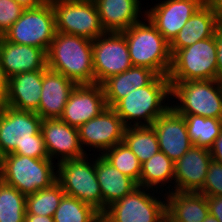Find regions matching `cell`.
<instances>
[{
  "label": "cell",
  "mask_w": 222,
  "mask_h": 222,
  "mask_svg": "<svg viewBox=\"0 0 222 222\" xmlns=\"http://www.w3.org/2000/svg\"><path fill=\"white\" fill-rule=\"evenodd\" d=\"M42 118L32 111L4 105L0 108V146L7 155L14 153L46 159L48 152L41 134Z\"/></svg>",
  "instance_id": "obj_1"
},
{
  "label": "cell",
  "mask_w": 222,
  "mask_h": 222,
  "mask_svg": "<svg viewBox=\"0 0 222 222\" xmlns=\"http://www.w3.org/2000/svg\"><path fill=\"white\" fill-rule=\"evenodd\" d=\"M92 42L82 36L56 32L47 51V68L77 85L95 84Z\"/></svg>",
  "instance_id": "obj_2"
},
{
  "label": "cell",
  "mask_w": 222,
  "mask_h": 222,
  "mask_svg": "<svg viewBox=\"0 0 222 222\" xmlns=\"http://www.w3.org/2000/svg\"><path fill=\"white\" fill-rule=\"evenodd\" d=\"M169 95L171 85L168 76L158 75L149 85L133 90L112 108L126 127L151 126L171 107Z\"/></svg>",
  "instance_id": "obj_3"
},
{
  "label": "cell",
  "mask_w": 222,
  "mask_h": 222,
  "mask_svg": "<svg viewBox=\"0 0 222 222\" xmlns=\"http://www.w3.org/2000/svg\"><path fill=\"white\" fill-rule=\"evenodd\" d=\"M142 18L144 21L121 32L127 41L132 65L146 67L157 75L168 76L172 63L170 43L148 18Z\"/></svg>",
  "instance_id": "obj_4"
},
{
  "label": "cell",
  "mask_w": 222,
  "mask_h": 222,
  "mask_svg": "<svg viewBox=\"0 0 222 222\" xmlns=\"http://www.w3.org/2000/svg\"><path fill=\"white\" fill-rule=\"evenodd\" d=\"M170 85L171 100H176L170 106L179 115L222 119V81H170Z\"/></svg>",
  "instance_id": "obj_5"
},
{
  "label": "cell",
  "mask_w": 222,
  "mask_h": 222,
  "mask_svg": "<svg viewBox=\"0 0 222 222\" xmlns=\"http://www.w3.org/2000/svg\"><path fill=\"white\" fill-rule=\"evenodd\" d=\"M57 163L49 159H37L9 153L0 170V179L25 195L50 188L57 182Z\"/></svg>",
  "instance_id": "obj_6"
},
{
  "label": "cell",
  "mask_w": 222,
  "mask_h": 222,
  "mask_svg": "<svg viewBox=\"0 0 222 222\" xmlns=\"http://www.w3.org/2000/svg\"><path fill=\"white\" fill-rule=\"evenodd\" d=\"M89 155L57 163V183L66 195L91 205L103 213V198L95 171V157ZM92 159V161H91Z\"/></svg>",
  "instance_id": "obj_7"
},
{
  "label": "cell",
  "mask_w": 222,
  "mask_h": 222,
  "mask_svg": "<svg viewBox=\"0 0 222 222\" xmlns=\"http://www.w3.org/2000/svg\"><path fill=\"white\" fill-rule=\"evenodd\" d=\"M216 53L215 35L178 50L172 56L169 81L216 80Z\"/></svg>",
  "instance_id": "obj_8"
},
{
  "label": "cell",
  "mask_w": 222,
  "mask_h": 222,
  "mask_svg": "<svg viewBox=\"0 0 222 222\" xmlns=\"http://www.w3.org/2000/svg\"><path fill=\"white\" fill-rule=\"evenodd\" d=\"M56 33L52 4L27 8L2 36L11 43L39 47L48 51Z\"/></svg>",
  "instance_id": "obj_9"
},
{
  "label": "cell",
  "mask_w": 222,
  "mask_h": 222,
  "mask_svg": "<svg viewBox=\"0 0 222 222\" xmlns=\"http://www.w3.org/2000/svg\"><path fill=\"white\" fill-rule=\"evenodd\" d=\"M162 192L138 186L107 207L103 214L112 222H159L166 214V197ZM155 193L160 195L157 197Z\"/></svg>",
  "instance_id": "obj_10"
},
{
  "label": "cell",
  "mask_w": 222,
  "mask_h": 222,
  "mask_svg": "<svg viewBox=\"0 0 222 222\" xmlns=\"http://www.w3.org/2000/svg\"><path fill=\"white\" fill-rule=\"evenodd\" d=\"M56 32L95 40L106 33L94 2L59 0L52 4Z\"/></svg>",
  "instance_id": "obj_11"
},
{
  "label": "cell",
  "mask_w": 222,
  "mask_h": 222,
  "mask_svg": "<svg viewBox=\"0 0 222 222\" xmlns=\"http://www.w3.org/2000/svg\"><path fill=\"white\" fill-rule=\"evenodd\" d=\"M92 50L96 84L133 66L127 41L121 32H106L99 36L93 40Z\"/></svg>",
  "instance_id": "obj_12"
},
{
  "label": "cell",
  "mask_w": 222,
  "mask_h": 222,
  "mask_svg": "<svg viewBox=\"0 0 222 222\" xmlns=\"http://www.w3.org/2000/svg\"><path fill=\"white\" fill-rule=\"evenodd\" d=\"M126 126L112 107L105 108L99 115L78 128L81 146L95 148L101 155L111 147L123 142ZM84 146V147H83Z\"/></svg>",
  "instance_id": "obj_13"
},
{
  "label": "cell",
  "mask_w": 222,
  "mask_h": 222,
  "mask_svg": "<svg viewBox=\"0 0 222 222\" xmlns=\"http://www.w3.org/2000/svg\"><path fill=\"white\" fill-rule=\"evenodd\" d=\"M207 0H164L149 10L145 17L156 27L163 37L171 43L189 18Z\"/></svg>",
  "instance_id": "obj_14"
},
{
  "label": "cell",
  "mask_w": 222,
  "mask_h": 222,
  "mask_svg": "<svg viewBox=\"0 0 222 222\" xmlns=\"http://www.w3.org/2000/svg\"><path fill=\"white\" fill-rule=\"evenodd\" d=\"M41 134L48 157L52 161L58 159L57 163H60L64 160L79 159L87 155L81 146L78 128L68 125L60 118L43 119Z\"/></svg>",
  "instance_id": "obj_15"
},
{
  "label": "cell",
  "mask_w": 222,
  "mask_h": 222,
  "mask_svg": "<svg viewBox=\"0 0 222 222\" xmlns=\"http://www.w3.org/2000/svg\"><path fill=\"white\" fill-rule=\"evenodd\" d=\"M107 108L102 84L76 85L71 92L60 119L79 128Z\"/></svg>",
  "instance_id": "obj_16"
},
{
  "label": "cell",
  "mask_w": 222,
  "mask_h": 222,
  "mask_svg": "<svg viewBox=\"0 0 222 222\" xmlns=\"http://www.w3.org/2000/svg\"><path fill=\"white\" fill-rule=\"evenodd\" d=\"M157 135L159 150L174 163L192 146L187 133L185 118L171 107L151 125Z\"/></svg>",
  "instance_id": "obj_17"
},
{
  "label": "cell",
  "mask_w": 222,
  "mask_h": 222,
  "mask_svg": "<svg viewBox=\"0 0 222 222\" xmlns=\"http://www.w3.org/2000/svg\"><path fill=\"white\" fill-rule=\"evenodd\" d=\"M211 161L212 157L208 149L193 145L175 162L172 191L199 192L203 187Z\"/></svg>",
  "instance_id": "obj_18"
},
{
  "label": "cell",
  "mask_w": 222,
  "mask_h": 222,
  "mask_svg": "<svg viewBox=\"0 0 222 222\" xmlns=\"http://www.w3.org/2000/svg\"><path fill=\"white\" fill-rule=\"evenodd\" d=\"M0 63L6 77L45 70L47 52L39 47L11 43L0 36Z\"/></svg>",
  "instance_id": "obj_19"
},
{
  "label": "cell",
  "mask_w": 222,
  "mask_h": 222,
  "mask_svg": "<svg viewBox=\"0 0 222 222\" xmlns=\"http://www.w3.org/2000/svg\"><path fill=\"white\" fill-rule=\"evenodd\" d=\"M76 85L63 74L46 68L43 72L40 103L36 113L42 119L60 118Z\"/></svg>",
  "instance_id": "obj_20"
},
{
  "label": "cell",
  "mask_w": 222,
  "mask_h": 222,
  "mask_svg": "<svg viewBox=\"0 0 222 222\" xmlns=\"http://www.w3.org/2000/svg\"><path fill=\"white\" fill-rule=\"evenodd\" d=\"M221 19L212 3L207 0L189 18L178 35L170 43V52L173 56L178 50L189 47L194 43L213 37Z\"/></svg>",
  "instance_id": "obj_21"
},
{
  "label": "cell",
  "mask_w": 222,
  "mask_h": 222,
  "mask_svg": "<svg viewBox=\"0 0 222 222\" xmlns=\"http://www.w3.org/2000/svg\"><path fill=\"white\" fill-rule=\"evenodd\" d=\"M44 70L16 74L8 79L5 105L16 110L37 112Z\"/></svg>",
  "instance_id": "obj_22"
},
{
  "label": "cell",
  "mask_w": 222,
  "mask_h": 222,
  "mask_svg": "<svg viewBox=\"0 0 222 222\" xmlns=\"http://www.w3.org/2000/svg\"><path fill=\"white\" fill-rule=\"evenodd\" d=\"M140 2L142 1L96 0L94 3L105 31L122 32L141 21L139 17L145 16V10L141 12Z\"/></svg>",
  "instance_id": "obj_23"
},
{
  "label": "cell",
  "mask_w": 222,
  "mask_h": 222,
  "mask_svg": "<svg viewBox=\"0 0 222 222\" xmlns=\"http://www.w3.org/2000/svg\"><path fill=\"white\" fill-rule=\"evenodd\" d=\"M98 154L93 156L96 158L95 171L102 193L104 212L107 207L130 194L138 184L116 169L100 153Z\"/></svg>",
  "instance_id": "obj_24"
},
{
  "label": "cell",
  "mask_w": 222,
  "mask_h": 222,
  "mask_svg": "<svg viewBox=\"0 0 222 222\" xmlns=\"http://www.w3.org/2000/svg\"><path fill=\"white\" fill-rule=\"evenodd\" d=\"M158 75L146 67L132 66L102 83L107 107H113L133 90L149 85Z\"/></svg>",
  "instance_id": "obj_25"
},
{
  "label": "cell",
  "mask_w": 222,
  "mask_h": 222,
  "mask_svg": "<svg viewBox=\"0 0 222 222\" xmlns=\"http://www.w3.org/2000/svg\"><path fill=\"white\" fill-rule=\"evenodd\" d=\"M163 194L166 196V214L174 222H202L209 214L205 195L178 191Z\"/></svg>",
  "instance_id": "obj_26"
},
{
  "label": "cell",
  "mask_w": 222,
  "mask_h": 222,
  "mask_svg": "<svg viewBox=\"0 0 222 222\" xmlns=\"http://www.w3.org/2000/svg\"><path fill=\"white\" fill-rule=\"evenodd\" d=\"M174 166L175 163L165 153L158 151L150 159L141 164L139 186L152 188L153 190L156 188V191H160L163 187L167 186L165 187V194L166 192H170V190L172 191L171 188L174 185Z\"/></svg>",
  "instance_id": "obj_27"
},
{
  "label": "cell",
  "mask_w": 222,
  "mask_h": 222,
  "mask_svg": "<svg viewBox=\"0 0 222 222\" xmlns=\"http://www.w3.org/2000/svg\"><path fill=\"white\" fill-rule=\"evenodd\" d=\"M123 142L143 164L159 150L157 135L152 126L126 127Z\"/></svg>",
  "instance_id": "obj_28"
},
{
  "label": "cell",
  "mask_w": 222,
  "mask_h": 222,
  "mask_svg": "<svg viewBox=\"0 0 222 222\" xmlns=\"http://www.w3.org/2000/svg\"><path fill=\"white\" fill-rule=\"evenodd\" d=\"M185 118L190 142L197 147L210 149L222 130V119L198 115H182Z\"/></svg>",
  "instance_id": "obj_29"
},
{
  "label": "cell",
  "mask_w": 222,
  "mask_h": 222,
  "mask_svg": "<svg viewBox=\"0 0 222 222\" xmlns=\"http://www.w3.org/2000/svg\"><path fill=\"white\" fill-rule=\"evenodd\" d=\"M26 195L0 179V222H24Z\"/></svg>",
  "instance_id": "obj_30"
},
{
  "label": "cell",
  "mask_w": 222,
  "mask_h": 222,
  "mask_svg": "<svg viewBox=\"0 0 222 222\" xmlns=\"http://www.w3.org/2000/svg\"><path fill=\"white\" fill-rule=\"evenodd\" d=\"M64 195L57 182L50 188L26 195V214L53 217Z\"/></svg>",
  "instance_id": "obj_31"
},
{
  "label": "cell",
  "mask_w": 222,
  "mask_h": 222,
  "mask_svg": "<svg viewBox=\"0 0 222 222\" xmlns=\"http://www.w3.org/2000/svg\"><path fill=\"white\" fill-rule=\"evenodd\" d=\"M99 212L75 197L64 195L56 212L54 222H97Z\"/></svg>",
  "instance_id": "obj_32"
},
{
  "label": "cell",
  "mask_w": 222,
  "mask_h": 222,
  "mask_svg": "<svg viewBox=\"0 0 222 222\" xmlns=\"http://www.w3.org/2000/svg\"><path fill=\"white\" fill-rule=\"evenodd\" d=\"M102 156L121 173L133 179L139 186L141 163L124 142L106 150Z\"/></svg>",
  "instance_id": "obj_33"
},
{
  "label": "cell",
  "mask_w": 222,
  "mask_h": 222,
  "mask_svg": "<svg viewBox=\"0 0 222 222\" xmlns=\"http://www.w3.org/2000/svg\"><path fill=\"white\" fill-rule=\"evenodd\" d=\"M206 197L222 196V164L211 161L202 189Z\"/></svg>",
  "instance_id": "obj_34"
},
{
  "label": "cell",
  "mask_w": 222,
  "mask_h": 222,
  "mask_svg": "<svg viewBox=\"0 0 222 222\" xmlns=\"http://www.w3.org/2000/svg\"><path fill=\"white\" fill-rule=\"evenodd\" d=\"M25 8L14 0H0V36L20 18Z\"/></svg>",
  "instance_id": "obj_35"
},
{
  "label": "cell",
  "mask_w": 222,
  "mask_h": 222,
  "mask_svg": "<svg viewBox=\"0 0 222 222\" xmlns=\"http://www.w3.org/2000/svg\"><path fill=\"white\" fill-rule=\"evenodd\" d=\"M216 44H217V79L222 81V22L218 25L216 32Z\"/></svg>",
  "instance_id": "obj_36"
},
{
  "label": "cell",
  "mask_w": 222,
  "mask_h": 222,
  "mask_svg": "<svg viewBox=\"0 0 222 222\" xmlns=\"http://www.w3.org/2000/svg\"><path fill=\"white\" fill-rule=\"evenodd\" d=\"M209 214L222 222V196L207 197Z\"/></svg>",
  "instance_id": "obj_37"
},
{
  "label": "cell",
  "mask_w": 222,
  "mask_h": 222,
  "mask_svg": "<svg viewBox=\"0 0 222 222\" xmlns=\"http://www.w3.org/2000/svg\"><path fill=\"white\" fill-rule=\"evenodd\" d=\"M212 160L222 164V130L220 135L215 139V142L209 149Z\"/></svg>",
  "instance_id": "obj_38"
},
{
  "label": "cell",
  "mask_w": 222,
  "mask_h": 222,
  "mask_svg": "<svg viewBox=\"0 0 222 222\" xmlns=\"http://www.w3.org/2000/svg\"><path fill=\"white\" fill-rule=\"evenodd\" d=\"M7 90H8V78L6 77L0 63V108H2L5 105Z\"/></svg>",
  "instance_id": "obj_39"
},
{
  "label": "cell",
  "mask_w": 222,
  "mask_h": 222,
  "mask_svg": "<svg viewBox=\"0 0 222 222\" xmlns=\"http://www.w3.org/2000/svg\"><path fill=\"white\" fill-rule=\"evenodd\" d=\"M24 222H54L53 217L26 214Z\"/></svg>",
  "instance_id": "obj_40"
},
{
  "label": "cell",
  "mask_w": 222,
  "mask_h": 222,
  "mask_svg": "<svg viewBox=\"0 0 222 222\" xmlns=\"http://www.w3.org/2000/svg\"><path fill=\"white\" fill-rule=\"evenodd\" d=\"M14 1L22 5L25 9L34 8L42 4L39 0H14Z\"/></svg>",
  "instance_id": "obj_41"
},
{
  "label": "cell",
  "mask_w": 222,
  "mask_h": 222,
  "mask_svg": "<svg viewBox=\"0 0 222 222\" xmlns=\"http://www.w3.org/2000/svg\"><path fill=\"white\" fill-rule=\"evenodd\" d=\"M214 8L216 9V12L218 13L221 21H222V0H209Z\"/></svg>",
  "instance_id": "obj_42"
},
{
  "label": "cell",
  "mask_w": 222,
  "mask_h": 222,
  "mask_svg": "<svg viewBox=\"0 0 222 222\" xmlns=\"http://www.w3.org/2000/svg\"><path fill=\"white\" fill-rule=\"evenodd\" d=\"M97 222H112L103 213H99L97 217Z\"/></svg>",
  "instance_id": "obj_43"
},
{
  "label": "cell",
  "mask_w": 222,
  "mask_h": 222,
  "mask_svg": "<svg viewBox=\"0 0 222 222\" xmlns=\"http://www.w3.org/2000/svg\"><path fill=\"white\" fill-rule=\"evenodd\" d=\"M202 222H219L213 215L208 214Z\"/></svg>",
  "instance_id": "obj_44"
},
{
  "label": "cell",
  "mask_w": 222,
  "mask_h": 222,
  "mask_svg": "<svg viewBox=\"0 0 222 222\" xmlns=\"http://www.w3.org/2000/svg\"><path fill=\"white\" fill-rule=\"evenodd\" d=\"M5 156H6V154L3 152V150H2V148L0 146V170H1L2 166H3V162H4V159H5Z\"/></svg>",
  "instance_id": "obj_45"
},
{
  "label": "cell",
  "mask_w": 222,
  "mask_h": 222,
  "mask_svg": "<svg viewBox=\"0 0 222 222\" xmlns=\"http://www.w3.org/2000/svg\"><path fill=\"white\" fill-rule=\"evenodd\" d=\"M159 222H174L167 214Z\"/></svg>",
  "instance_id": "obj_46"
},
{
  "label": "cell",
  "mask_w": 222,
  "mask_h": 222,
  "mask_svg": "<svg viewBox=\"0 0 222 222\" xmlns=\"http://www.w3.org/2000/svg\"><path fill=\"white\" fill-rule=\"evenodd\" d=\"M42 4H53L59 0H39Z\"/></svg>",
  "instance_id": "obj_47"
},
{
  "label": "cell",
  "mask_w": 222,
  "mask_h": 222,
  "mask_svg": "<svg viewBox=\"0 0 222 222\" xmlns=\"http://www.w3.org/2000/svg\"><path fill=\"white\" fill-rule=\"evenodd\" d=\"M74 1H88V2H95L96 0H74Z\"/></svg>",
  "instance_id": "obj_48"
}]
</instances>
